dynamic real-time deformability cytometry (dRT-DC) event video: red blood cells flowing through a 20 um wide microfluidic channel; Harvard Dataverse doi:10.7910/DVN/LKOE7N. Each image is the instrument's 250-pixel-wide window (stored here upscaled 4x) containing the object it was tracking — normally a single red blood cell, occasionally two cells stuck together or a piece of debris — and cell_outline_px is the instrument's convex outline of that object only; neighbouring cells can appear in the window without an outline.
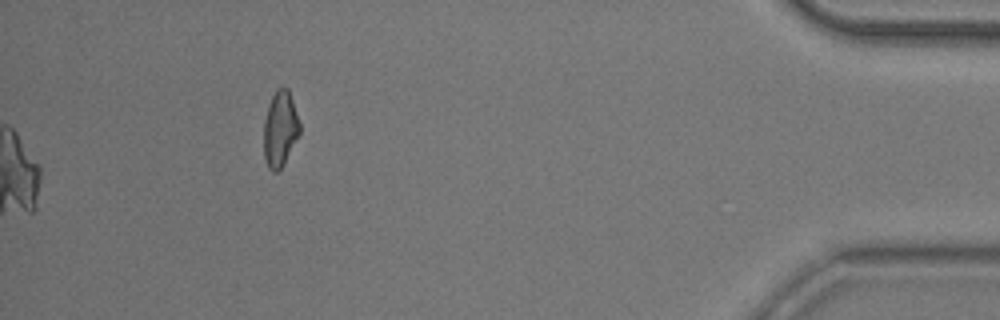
{"species": "common noctule bat (a hibernating species)", "species_latin": "Nyctalus noctula", "temperature_condition": "room temperature", "stored_images_in_passage": 44, "camera_frame_rate_fps": 3000, "um_per_image_px": 0.085, "animal": {"sex": "male", "body_mass_g": 20.5, "forearm_length_mm": 52.5}, "frame": {"image": 1, "passage_image": 44, "time_ms": 14.333, "image_size_px": [1000, 320], "cell_outline_px": [[300, 132], [280, 168], [276, 172], [272, 172], [268, 168], [264, 160], [264, 120], [268, 104], [276, 88], [284, 84], [288, 88], [300, 124]], "centroid_in_image_um": [23.78, 10.9], "position_along_channel_um": 411.4, "area_um2": 15.78}}